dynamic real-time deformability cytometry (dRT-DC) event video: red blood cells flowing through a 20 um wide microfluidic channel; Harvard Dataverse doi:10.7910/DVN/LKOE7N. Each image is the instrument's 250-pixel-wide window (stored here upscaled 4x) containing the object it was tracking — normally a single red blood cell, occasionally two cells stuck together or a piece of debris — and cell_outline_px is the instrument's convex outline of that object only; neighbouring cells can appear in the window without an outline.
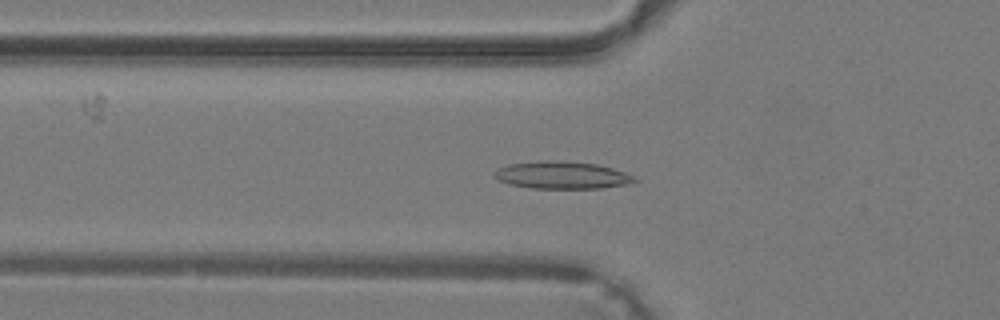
{"species": "common noctule bat (a hibernating species)", "species_latin": "Nyctalus noctula", "temperature_condition": "warm", "stored_images_in_passage": 28, "camera_frame_rate_fps": 3000, "um_per_image_px": 0.085, "animal": {"sex": "male", "body_mass_g": 19.2, "forearm_length_mm": 51.8}, "frame": {"image": 1, "passage_image": 2, "time_ms": 0.333, "image_size_px": [1000, 320], "cell_outline_px": [[640, 180], [632, 184], [600, 188], [532, 188], [508, 184], [496, 180], [492, 176], [492, 172], [496, 168], [508, 164], [540, 160], [556, 160], [596, 164], [612, 168], [636, 176]], "centroid_in_image_um": [47.74, 14.88], "position_along_channel_um": 78.1, "area_um2": 22.83}}
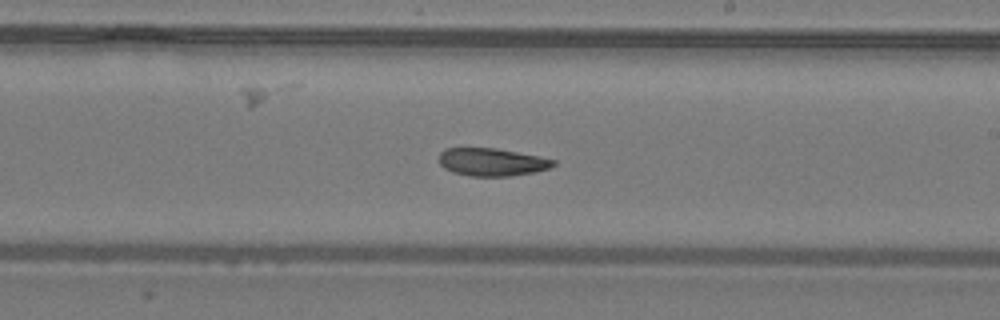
{"frame": {"image": 2, "passage_image": 12, "time_ms": 3.667, "image_size_px": [1000, 320], "cell_outline_px": [[556, 164], [548, 168], [536, 172], [508, 176], [472, 176], [452, 172], [444, 168], [440, 164], [440, 152], [444, 148], [496, 148], [556, 160]], "centroid_in_image_um": [41.79, 13.77], "position_along_channel_um": 247.2, "area_um2": 18.38}}
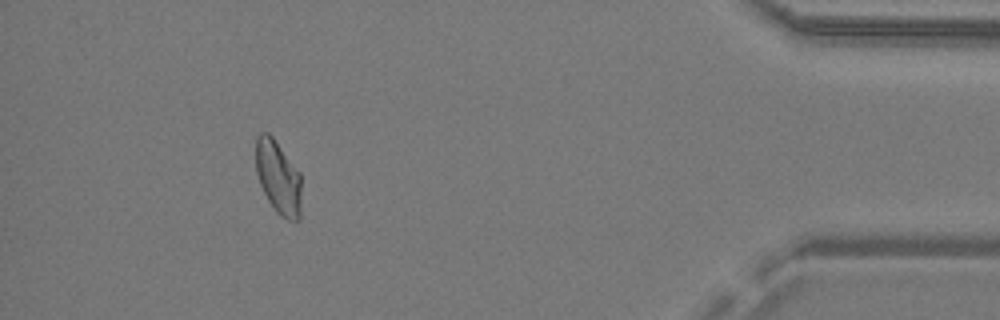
{"frame": {"image": 3, "passage_image": 25, "time_ms": 8.0, "image_size_px": [1000, 320], "cell_outline_px": [[300, 220], [288, 220], [280, 216], [276, 212], [268, 200], [260, 184], [256, 172], [256, 136], [260, 132], [268, 132], [272, 136], [300, 172]], "centroid_in_image_um": [23.64, 15.06], "position_along_channel_um": 411.6, "area_um2": 19.48}}